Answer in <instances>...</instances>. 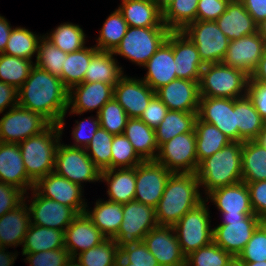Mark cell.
Segmentation results:
<instances>
[{"label":"cell","mask_w":266,"mask_h":266,"mask_svg":"<svg viewBox=\"0 0 266 266\" xmlns=\"http://www.w3.org/2000/svg\"><path fill=\"white\" fill-rule=\"evenodd\" d=\"M68 94L69 90L59 77L34 65L29 77L18 89V105L40 113L51 124H59L63 131Z\"/></svg>","instance_id":"obj_1"},{"label":"cell","mask_w":266,"mask_h":266,"mask_svg":"<svg viewBox=\"0 0 266 266\" xmlns=\"http://www.w3.org/2000/svg\"><path fill=\"white\" fill-rule=\"evenodd\" d=\"M200 187L195 173H172L155 207L158 225L174 226L188 211L204 201Z\"/></svg>","instance_id":"obj_2"},{"label":"cell","mask_w":266,"mask_h":266,"mask_svg":"<svg viewBox=\"0 0 266 266\" xmlns=\"http://www.w3.org/2000/svg\"><path fill=\"white\" fill-rule=\"evenodd\" d=\"M196 176L205 195L242 181V142H231L198 165Z\"/></svg>","instance_id":"obj_3"},{"label":"cell","mask_w":266,"mask_h":266,"mask_svg":"<svg viewBox=\"0 0 266 266\" xmlns=\"http://www.w3.org/2000/svg\"><path fill=\"white\" fill-rule=\"evenodd\" d=\"M62 133L59 124H50L41 133L18 143L27 176L34 183L54 172L56 149Z\"/></svg>","instance_id":"obj_4"},{"label":"cell","mask_w":266,"mask_h":266,"mask_svg":"<svg viewBox=\"0 0 266 266\" xmlns=\"http://www.w3.org/2000/svg\"><path fill=\"white\" fill-rule=\"evenodd\" d=\"M250 76L223 63L205 64L199 80L200 97L237 99L247 93Z\"/></svg>","instance_id":"obj_5"},{"label":"cell","mask_w":266,"mask_h":266,"mask_svg":"<svg viewBox=\"0 0 266 266\" xmlns=\"http://www.w3.org/2000/svg\"><path fill=\"white\" fill-rule=\"evenodd\" d=\"M170 32L167 27L129 26L120 44L113 51V55L123 56L143 67L167 40Z\"/></svg>","instance_id":"obj_6"},{"label":"cell","mask_w":266,"mask_h":266,"mask_svg":"<svg viewBox=\"0 0 266 266\" xmlns=\"http://www.w3.org/2000/svg\"><path fill=\"white\" fill-rule=\"evenodd\" d=\"M206 198L188 211L174 226L177 240L185 256L213 241L210 213Z\"/></svg>","instance_id":"obj_7"},{"label":"cell","mask_w":266,"mask_h":266,"mask_svg":"<svg viewBox=\"0 0 266 266\" xmlns=\"http://www.w3.org/2000/svg\"><path fill=\"white\" fill-rule=\"evenodd\" d=\"M182 32L195 44L204 64L222 63L230 40L219 29L216 21L196 20Z\"/></svg>","instance_id":"obj_8"},{"label":"cell","mask_w":266,"mask_h":266,"mask_svg":"<svg viewBox=\"0 0 266 266\" xmlns=\"http://www.w3.org/2000/svg\"><path fill=\"white\" fill-rule=\"evenodd\" d=\"M54 172L73 183L100 181L101 170L88 156L86 149L59 143L55 154Z\"/></svg>","instance_id":"obj_9"},{"label":"cell","mask_w":266,"mask_h":266,"mask_svg":"<svg viewBox=\"0 0 266 266\" xmlns=\"http://www.w3.org/2000/svg\"><path fill=\"white\" fill-rule=\"evenodd\" d=\"M155 161L171 173H196L198 160L195 132L179 134L163 143Z\"/></svg>","instance_id":"obj_10"},{"label":"cell","mask_w":266,"mask_h":266,"mask_svg":"<svg viewBox=\"0 0 266 266\" xmlns=\"http://www.w3.org/2000/svg\"><path fill=\"white\" fill-rule=\"evenodd\" d=\"M157 225L155 208L133 200L123 204V220L113 239L119 249L137 244Z\"/></svg>","instance_id":"obj_11"},{"label":"cell","mask_w":266,"mask_h":266,"mask_svg":"<svg viewBox=\"0 0 266 266\" xmlns=\"http://www.w3.org/2000/svg\"><path fill=\"white\" fill-rule=\"evenodd\" d=\"M50 124L40 113L14 106L0 119V142L18 144L41 133Z\"/></svg>","instance_id":"obj_12"},{"label":"cell","mask_w":266,"mask_h":266,"mask_svg":"<svg viewBox=\"0 0 266 266\" xmlns=\"http://www.w3.org/2000/svg\"><path fill=\"white\" fill-rule=\"evenodd\" d=\"M213 228V242L232 256H238L258 227L256 215L227 216Z\"/></svg>","instance_id":"obj_13"},{"label":"cell","mask_w":266,"mask_h":266,"mask_svg":"<svg viewBox=\"0 0 266 266\" xmlns=\"http://www.w3.org/2000/svg\"><path fill=\"white\" fill-rule=\"evenodd\" d=\"M135 173L134 200L155 208L172 173L155 160L143 161L135 167Z\"/></svg>","instance_id":"obj_14"},{"label":"cell","mask_w":266,"mask_h":266,"mask_svg":"<svg viewBox=\"0 0 266 266\" xmlns=\"http://www.w3.org/2000/svg\"><path fill=\"white\" fill-rule=\"evenodd\" d=\"M31 191L33 200L28 207L31 224L65 232L78 213L71 207L41 196L34 188Z\"/></svg>","instance_id":"obj_15"},{"label":"cell","mask_w":266,"mask_h":266,"mask_svg":"<svg viewBox=\"0 0 266 266\" xmlns=\"http://www.w3.org/2000/svg\"><path fill=\"white\" fill-rule=\"evenodd\" d=\"M159 266H186L173 226L157 225L143 239Z\"/></svg>","instance_id":"obj_16"},{"label":"cell","mask_w":266,"mask_h":266,"mask_svg":"<svg viewBox=\"0 0 266 266\" xmlns=\"http://www.w3.org/2000/svg\"><path fill=\"white\" fill-rule=\"evenodd\" d=\"M198 118L213 124L232 142H238V127L235 119V99L200 97Z\"/></svg>","instance_id":"obj_17"},{"label":"cell","mask_w":266,"mask_h":266,"mask_svg":"<svg viewBox=\"0 0 266 266\" xmlns=\"http://www.w3.org/2000/svg\"><path fill=\"white\" fill-rule=\"evenodd\" d=\"M83 187L71 182L55 172L40 178L34 185V189L43 197L57 201L73 208L78 214L83 213L88 207L82 198Z\"/></svg>","instance_id":"obj_18"},{"label":"cell","mask_w":266,"mask_h":266,"mask_svg":"<svg viewBox=\"0 0 266 266\" xmlns=\"http://www.w3.org/2000/svg\"><path fill=\"white\" fill-rule=\"evenodd\" d=\"M266 49L258 32L229 42L223 64L243 70L248 76L255 71Z\"/></svg>","instance_id":"obj_19"},{"label":"cell","mask_w":266,"mask_h":266,"mask_svg":"<svg viewBox=\"0 0 266 266\" xmlns=\"http://www.w3.org/2000/svg\"><path fill=\"white\" fill-rule=\"evenodd\" d=\"M155 95L142 79L123 75L114 86L113 97L123 107L129 118H140L150 99Z\"/></svg>","instance_id":"obj_20"},{"label":"cell","mask_w":266,"mask_h":266,"mask_svg":"<svg viewBox=\"0 0 266 266\" xmlns=\"http://www.w3.org/2000/svg\"><path fill=\"white\" fill-rule=\"evenodd\" d=\"M114 87L102 82H82L73 86L68 94L70 114H83L91 110L100 112L102 106L113 98ZM71 106V107H70Z\"/></svg>","instance_id":"obj_21"},{"label":"cell","mask_w":266,"mask_h":266,"mask_svg":"<svg viewBox=\"0 0 266 266\" xmlns=\"http://www.w3.org/2000/svg\"><path fill=\"white\" fill-rule=\"evenodd\" d=\"M156 96L169 110L198 112L200 103L199 82L175 79L157 89Z\"/></svg>","instance_id":"obj_22"},{"label":"cell","mask_w":266,"mask_h":266,"mask_svg":"<svg viewBox=\"0 0 266 266\" xmlns=\"http://www.w3.org/2000/svg\"><path fill=\"white\" fill-rule=\"evenodd\" d=\"M143 67L147 73L142 80L154 91L178 79L173 54V31Z\"/></svg>","instance_id":"obj_23"},{"label":"cell","mask_w":266,"mask_h":266,"mask_svg":"<svg viewBox=\"0 0 266 266\" xmlns=\"http://www.w3.org/2000/svg\"><path fill=\"white\" fill-rule=\"evenodd\" d=\"M105 239L106 237L91 222L85 212L79 213L64 232L65 248L72 259L99 245Z\"/></svg>","instance_id":"obj_24"},{"label":"cell","mask_w":266,"mask_h":266,"mask_svg":"<svg viewBox=\"0 0 266 266\" xmlns=\"http://www.w3.org/2000/svg\"><path fill=\"white\" fill-rule=\"evenodd\" d=\"M173 54L177 78L199 82L205 64L195 44L182 31H173Z\"/></svg>","instance_id":"obj_25"},{"label":"cell","mask_w":266,"mask_h":266,"mask_svg":"<svg viewBox=\"0 0 266 266\" xmlns=\"http://www.w3.org/2000/svg\"><path fill=\"white\" fill-rule=\"evenodd\" d=\"M0 182L16 186L24 193L34 188L35 183L27 176L17 143L0 142Z\"/></svg>","instance_id":"obj_26"},{"label":"cell","mask_w":266,"mask_h":266,"mask_svg":"<svg viewBox=\"0 0 266 266\" xmlns=\"http://www.w3.org/2000/svg\"><path fill=\"white\" fill-rule=\"evenodd\" d=\"M206 197V202L210 199L217 209L221 213H227V216L255 215L245 182L220 187L209 192Z\"/></svg>","instance_id":"obj_27"},{"label":"cell","mask_w":266,"mask_h":266,"mask_svg":"<svg viewBox=\"0 0 266 266\" xmlns=\"http://www.w3.org/2000/svg\"><path fill=\"white\" fill-rule=\"evenodd\" d=\"M216 23L230 41L257 32V23L240 0L230 1Z\"/></svg>","instance_id":"obj_28"},{"label":"cell","mask_w":266,"mask_h":266,"mask_svg":"<svg viewBox=\"0 0 266 266\" xmlns=\"http://www.w3.org/2000/svg\"><path fill=\"white\" fill-rule=\"evenodd\" d=\"M118 7L130 27H166L163 12L155 0H121Z\"/></svg>","instance_id":"obj_29"},{"label":"cell","mask_w":266,"mask_h":266,"mask_svg":"<svg viewBox=\"0 0 266 266\" xmlns=\"http://www.w3.org/2000/svg\"><path fill=\"white\" fill-rule=\"evenodd\" d=\"M25 198L27 197H24V201L19 206L0 217V247L23 245L31 224Z\"/></svg>","instance_id":"obj_30"},{"label":"cell","mask_w":266,"mask_h":266,"mask_svg":"<svg viewBox=\"0 0 266 266\" xmlns=\"http://www.w3.org/2000/svg\"><path fill=\"white\" fill-rule=\"evenodd\" d=\"M108 186L109 201L126 204L134 200L136 173L135 167L105 169L101 171L100 181Z\"/></svg>","instance_id":"obj_31"},{"label":"cell","mask_w":266,"mask_h":266,"mask_svg":"<svg viewBox=\"0 0 266 266\" xmlns=\"http://www.w3.org/2000/svg\"><path fill=\"white\" fill-rule=\"evenodd\" d=\"M123 134L144 161L155 160L159 150L155 129L140 118H128Z\"/></svg>","instance_id":"obj_32"},{"label":"cell","mask_w":266,"mask_h":266,"mask_svg":"<svg viewBox=\"0 0 266 266\" xmlns=\"http://www.w3.org/2000/svg\"><path fill=\"white\" fill-rule=\"evenodd\" d=\"M91 222L106 238H114L123 220V204L109 200H97L92 211L85 209Z\"/></svg>","instance_id":"obj_33"},{"label":"cell","mask_w":266,"mask_h":266,"mask_svg":"<svg viewBox=\"0 0 266 266\" xmlns=\"http://www.w3.org/2000/svg\"><path fill=\"white\" fill-rule=\"evenodd\" d=\"M235 119L238 127V142L255 140L265 127V120L254 108L247 95L235 99Z\"/></svg>","instance_id":"obj_34"},{"label":"cell","mask_w":266,"mask_h":266,"mask_svg":"<svg viewBox=\"0 0 266 266\" xmlns=\"http://www.w3.org/2000/svg\"><path fill=\"white\" fill-rule=\"evenodd\" d=\"M117 63L113 52L98 50L91 58L83 82H102L114 87L124 75Z\"/></svg>","instance_id":"obj_35"},{"label":"cell","mask_w":266,"mask_h":266,"mask_svg":"<svg viewBox=\"0 0 266 266\" xmlns=\"http://www.w3.org/2000/svg\"><path fill=\"white\" fill-rule=\"evenodd\" d=\"M196 154L198 165L204 159L212 156L232 141L213 124L199 118L195 123Z\"/></svg>","instance_id":"obj_36"},{"label":"cell","mask_w":266,"mask_h":266,"mask_svg":"<svg viewBox=\"0 0 266 266\" xmlns=\"http://www.w3.org/2000/svg\"><path fill=\"white\" fill-rule=\"evenodd\" d=\"M22 254L65 248L64 231L30 224Z\"/></svg>","instance_id":"obj_37"},{"label":"cell","mask_w":266,"mask_h":266,"mask_svg":"<svg viewBox=\"0 0 266 266\" xmlns=\"http://www.w3.org/2000/svg\"><path fill=\"white\" fill-rule=\"evenodd\" d=\"M198 112H182L168 110L165 118L155 128L159 147L173 137L188 132H195V123Z\"/></svg>","instance_id":"obj_38"},{"label":"cell","mask_w":266,"mask_h":266,"mask_svg":"<svg viewBox=\"0 0 266 266\" xmlns=\"http://www.w3.org/2000/svg\"><path fill=\"white\" fill-rule=\"evenodd\" d=\"M266 180V149L255 140L242 142V182Z\"/></svg>","instance_id":"obj_39"},{"label":"cell","mask_w":266,"mask_h":266,"mask_svg":"<svg viewBox=\"0 0 266 266\" xmlns=\"http://www.w3.org/2000/svg\"><path fill=\"white\" fill-rule=\"evenodd\" d=\"M97 51L98 49L92 46L67 53L62 66V82L68 90L83 82L86 69L90 64L91 58Z\"/></svg>","instance_id":"obj_40"},{"label":"cell","mask_w":266,"mask_h":266,"mask_svg":"<svg viewBox=\"0 0 266 266\" xmlns=\"http://www.w3.org/2000/svg\"><path fill=\"white\" fill-rule=\"evenodd\" d=\"M199 0H174L163 11V23L170 31H182L196 21Z\"/></svg>","instance_id":"obj_41"},{"label":"cell","mask_w":266,"mask_h":266,"mask_svg":"<svg viewBox=\"0 0 266 266\" xmlns=\"http://www.w3.org/2000/svg\"><path fill=\"white\" fill-rule=\"evenodd\" d=\"M50 33L43 36L65 53L75 52L85 47L86 35L77 24L63 23Z\"/></svg>","instance_id":"obj_42"},{"label":"cell","mask_w":266,"mask_h":266,"mask_svg":"<svg viewBox=\"0 0 266 266\" xmlns=\"http://www.w3.org/2000/svg\"><path fill=\"white\" fill-rule=\"evenodd\" d=\"M43 36H38L24 27H15L12 29L4 54L32 59L38 52L39 42Z\"/></svg>","instance_id":"obj_43"},{"label":"cell","mask_w":266,"mask_h":266,"mask_svg":"<svg viewBox=\"0 0 266 266\" xmlns=\"http://www.w3.org/2000/svg\"><path fill=\"white\" fill-rule=\"evenodd\" d=\"M119 248L113 238H106L99 245L74 258L81 266H117Z\"/></svg>","instance_id":"obj_44"},{"label":"cell","mask_w":266,"mask_h":266,"mask_svg":"<svg viewBox=\"0 0 266 266\" xmlns=\"http://www.w3.org/2000/svg\"><path fill=\"white\" fill-rule=\"evenodd\" d=\"M128 27L122 14L116 9L105 20L97 38V45L94 46L100 51L113 52L125 36Z\"/></svg>","instance_id":"obj_45"},{"label":"cell","mask_w":266,"mask_h":266,"mask_svg":"<svg viewBox=\"0 0 266 266\" xmlns=\"http://www.w3.org/2000/svg\"><path fill=\"white\" fill-rule=\"evenodd\" d=\"M34 65L30 59L2 53L0 54V81L12 85L18 90L29 77Z\"/></svg>","instance_id":"obj_46"},{"label":"cell","mask_w":266,"mask_h":266,"mask_svg":"<svg viewBox=\"0 0 266 266\" xmlns=\"http://www.w3.org/2000/svg\"><path fill=\"white\" fill-rule=\"evenodd\" d=\"M113 136L104 128L99 127L91 142L85 148L88 156L101 171L111 169Z\"/></svg>","instance_id":"obj_47"},{"label":"cell","mask_w":266,"mask_h":266,"mask_svg":"<svg viewBox=\"0 0 266 266\" xmlns=\"http://www.w3.org/2000/svg\"><path fill=\"white\" fill-rule=\"evenodd\" d=\"M67 53L57 48L44 36L39 42L35 65L62 80V66Z\"/></svg>","instance_id":"obj_48"},{"label":"cell","mask_w":266,"mask_h":266,"mask_svg":"<svg viewBox=\"0 0 266 266\" xmlns=\"http://www.w3.org/2000/svg\"><path fill=\"white\" fill-rule=\"evenodd\" d=\"M111 151V169L132 168L144 161L124 134L113 136Z\"/></svg>","instance_id":"obj_49"},{"label":"cell","mask_w":266,"mask_h":266,"mask_svg":"<svg viewBox=\"0 0 266 266\" xmlns=\"http://www.w3.org/2000/svg\"><path fill=\"white\" fill-rule=\"evenodd\" d=\"M233 256L213 241L186 256V266H226Z\"/></svg>","instance_id":"obj_50"},{"label":"cell","mask_w":266,"mask_h":266,"mask_svg":"<svg viewBox=\"0 0 266 266\" xmlns=\"http://www.w3.org/2000/svg\"><path fill=\"white\" fill-rule=\"evenodd\" d=\"M98 117L100 127L113 135L123 134L129 118L123 107L114 97L102 106Z\"/></svg>","instance_id":"obj_51"},{"label":"cell","mask_w":266,"mask_h":266,"mask_svg":"<svg viewBox=\"0 0 266 266\" xmlns=\"http://www.w3.org/2000/svg\"><path fill=\"white\" fill-rule=\"evenodd\" d=\"M117 266H159L143 241L119 249Z\"/></svg>","instance_id":"obj_52"},{"label":"cell","mask_w":266,"mask_h":266,"mask_svg":"<svg viewBox=\"0 0 266 266\" xmlns=\"http://www.w3.org/2000/svg\"><path fill=\"white\" fill-rule=\"evenodd\" d=\"M22 255H27L25 260H27L31 266H68L72 259L66 248Z\"/></svg>","instance_id":"obj_53"},{"label":"cell","mask_w":266,"mask_h":266,"mask_svg":"<svg viewBox=\"0 0 266 266\" xmlns=\"http://www.w3.org/2000/svg\"><path fill=\"white\" fill-rule=\"evenodd\" d=\"M237 257L242 262L266 261V235L259 226Z\"/></svg>","instance_id":"obj_54"},{"label":"cell","mask_w":266,"mask_h":266,"mask_svg":"<svg viewBox=\"0 0 266 266\" xmlns=\"http://www.w3.org/2000/svg\"><path fill=\"white\" fill-rule=\"evenodd\" d=\"M24 192L16 186L0 182V217L24 201Z\"/></svg>","instance_id":"obj_55"},{"label":"cell","mask_w":266,"mask_h":266,"mask_svg":"<svg viewBox=\"0 0 266 266\" xmlns=\"http://www.w3.org/2000/svg\"><path fill=\"white\" fill-rule=\"evenodd\" d=\"M90 118L91 117L85 120L83 119V121L79 122L76 121L77 125H75V128L72 131V136L74 138L75 144L69 146L85 149L89 145L92 140V137L95 135L96 131L100 127L98 114H96V118ZM87 123L91 127L89 128V130H91L89 135L84 134V131H87L86 129L88 128Z\"/></svg>","instance_id":"obj_56"},{"label":"cell","mask_w":266,"mask_h":266,"mask_svg":"<svg viewBox=\"0 0 266 266\" xmlns=\"http://www.w3.org/2000/svg\"><path fill=\"white\" fill-rule=\"evenodd\" d=\"M230 0H199L196 20L216 21L226 10Z\"/></svg>","instance_id":"obj_57"},{"label":"cell","mask_w":266,"mask_h":266,"mask_svg":"<svg viewBox=\"0 0 266 266\" xmlns=\"http://www.w3.org/2000/svg\"><path fill=\"white\" fill-rule=\"evenodd\" d=\"M168 110L167 106L155 94L150 99L148 106L140 116V119L149 127L155 129L165 118Z\"/></svg>","instance_id":"obj_58"},{"label":"cell","mask_w":266,"mask_h":266,"mask_svg":"<svg viewBox=\"0 0 266 266\" xmlns=\"http://www.w3.org/2000/svg\"><path fill=\"white\" fill-rule=\"evenodd\" d=\"M251 200V206L257 217L266 216V180L245 182Z\"/></svg>","instance_id":"obj_59"},{"label":"cell","mask_w":266,"mask_h":266,"mask_svg":"<svg viewBox=\"0 0 266 266\" xmlns=\"http://www.w3.org/2000/svg\"><path fill=\"white\" fill-rule=\"evenodd\" d=\"M246 95L260 116L266 120V83L254 81L249 78Z\"/></svg>","instance_id":"obj_60"},{"label":"cell","mask_w":266,"mask_h":266,"mask_svg":"<svg viewBox=\"0 0 266 266\" xmlns=\"http://www.w3.org/2000/svg\"><path fill=\"white\" fill-rule=\"evenodd\" d=\"M18 105V90L12 85L0 81V113L9 106L10 108Z\"/></svg>","instance_id":"obj_61"},{"label":"cell","mask_w":266,"mask_h":266,"mask_svg":"<svg viewBox=\"0 0 266 266\" xmlns=\"http://www.w3.org/2000/svg\"><path fill=\"white\" fill-rule=\"evenodd\" d=\"M240 1L257 24L266 18V0Z\"/></svg>","instance_id":"obj_62"},{"label":"cell","mask_w":266,"mask_h":266,"mask_svg":"<svg viewBox=\"0 0 266 266\" xmlns=\"http://www.w3.org/2000/svg\"><path fill=\"white\" fill-rule=\"evenodd\" d=\"M9 24L10 23L5 19V17L0 15V54L4 52L10 33L13 29Z\"/></svg>","instance_id":"obj_63"},{"label":"cell","mask_w":266,"mask_h":266,"mask_svg":"<svg viewBox=\"0 0 266 266\" xmlns=\"http://www.w3.org/2000/svg\"><path fill=\"white\" fill-rule=\"evenodd\" d=\"M251 80L266 83V49L258 62L255 71L250 76Z\"/></svg>","instance_id":"obj_64"},{"label":"cell","mask_w":266,"mask_h":266,"mask_svg":"<svg viewBox=\"0 0 266 266\" xmlns=\"http://www.w3.org/2000/svg\"><path fill=\"white\" fill-rule=\"evenodd\" d=\"M5 250V247H0V266H13L18 255H16L17 253L5 252Z\"/></svg>","instance_id":"obj_65"},{"label":"cell","mask_w":266,"mask_h":266,"mask_svg":"<svg viewBox=\"0 0 266 266\" xmlns=\"http://www.w3.org/2000/svg\"><path fill=\"white\" fill-rule=\"evenodd\" d=\"M257 32L260 37L266 42V18L257 24Z\"/></svg>","instance_id":"obj_66"},{"label":"cell","mask_w":266,"mask_h":266,"mask_svg":"<svg viewBox=\"0 0 266 266\" xmlns=\"http://www.w3.org/2000/svg\"><path fill=\"white\" fill-rule=\"evenodd\" d=\"M255 141L266 149V127L260 131Z\"/></svg>","instance_id":"obj_67"},{"label":"cell","mask_w":266,"mask_h":266,"mask_svg":"<svg viewBox=\"0 0 266 266\" xmlns=\"http://www.w3.org/2000/svg\"><path fill=\"white\" fill-rule=\"evenodd\" d=\"M226 266H244V262H242L238 257L233 256Z\"/></svg>","instance_id":"obj_68"},{"label":"cell","mask_w":266,"mask_h":266,"mask_svg":"<svg viewBox=\"0 0 266 266\" xmlns=\"http://www.w3.org/2000/svg\"><path fill=\"white\" fill-rule=\"evenodd\" d=\"M163 12L174 0H155Z\"/></svg>","instance_id":"obj_69"},{"label":"cell","mask_w":266,"mask_h":266,"mask_svg":"<svg viewBox=\"0 0 266 266\" xmlns=\"http://www.w3.org/2000/svg\"><path fill=\"white\" fill-rule=\"evenodd\" d=\"M258 226L262 229V231L266 235V216L259 217Z\"/></svg>","instance_id":"obj_70"},{"label":"cell","mask_w":266,"mask_h":266,"mask_svg":"<svg viewBox=\"0 0 266 266\" xmlns=\"http://www.w3.org/2000/svg\"><path fill=\"white\" fill-rule=\"evenodd\" d=\"M244 266H266V261H263V262H244Z\"/></svg>","instance_id":"obj_71"},{"label":"cell","mask_w":266,"mask_h":266,"mask_svg":"<svg viewBox=\"0 0 266 266\" xmlns=\"http://www.w3.org/2000/svg\"><path fill=\"white\" fill-rule=\"evenodd\" d=\"M68 266H81V265L78 264L74 259H71Z\"/></svg>","instance_id":"obj_72"}]
</instances>
